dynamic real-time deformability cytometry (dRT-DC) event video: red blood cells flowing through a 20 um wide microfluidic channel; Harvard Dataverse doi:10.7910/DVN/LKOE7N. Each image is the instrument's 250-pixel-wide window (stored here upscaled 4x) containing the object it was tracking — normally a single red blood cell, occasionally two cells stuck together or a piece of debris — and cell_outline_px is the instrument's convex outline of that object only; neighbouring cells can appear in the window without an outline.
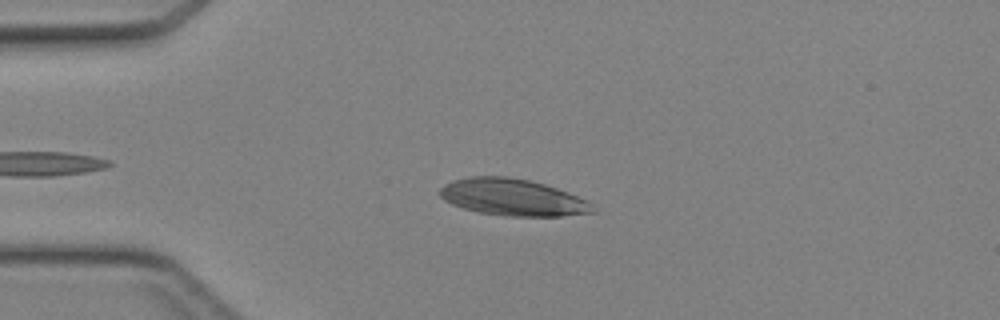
{"species": "Egyptian fruit bat (a non-hibernating species)", "species_latin": "Rousettus aegyptiacus", "temperature_condition": "cold", "stored_images_in_passage": 20, "camera_frame_rate_fps": 3000, "um_per_image_px": 0.085, "animal": {"sex": "female"}, "frame": {"image": 1, "passage_image": 8, "time_ms": 2.333, "image_size_px": [1000, 320], "cell_outline_px": [[596, 212], [560, 216], [504, 216], [480, 212], [464, 208], [452, 204], [444, 200], [436, 192], [444, 184], [452, 180], [468, 176], [508, 176], [528, 180], [544, 184], [568, 192], [592, 204]], "centroid_in_image_um": [43.52, 16.76], "position_along_channel_um": 41.5, "area_um2": 32.77}}
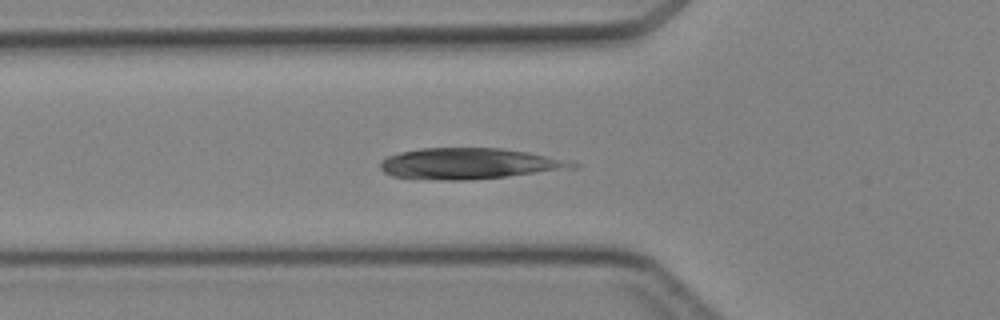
{"frame": {"image": 2, "passage_image": 13, "time_ms": 4.0, "image_size_px": [1000, 320], "cell_outline_px": [[580, 164], [576, 168], [508, 176], [464, 180], [452, 180], [392, 176], [384, 172], [380, 168], [380, 160], [388, 156], [400, 152], [420, 148], [500, 148], [528, 152], [572, 160]], "centroid_in_image_um": [39.93, 13.89], "position_along_channel_um": 85.9, "area_um2": 34.62}}
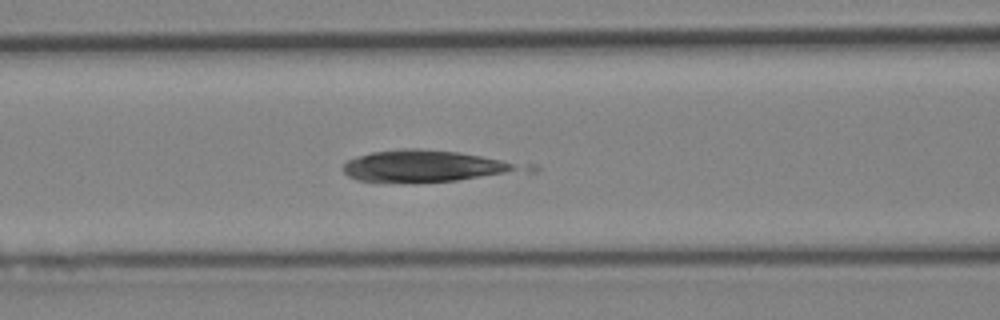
{"frame": {"image": 3, "passage_image": 16, "time_ms": 5.0, "image_size_px": [1000, 320], "cell_outline_px": [[540, 168], [536, 172], [456, 180], [412, 184], [356, 180], [348, 176], [344, 172], [344, 164], [348, 160], [356, 156], [372, 152], [404, 148], [420, 148], [456, 152], [536, 164]], "centroid_in_image_um": [36.5, 14.14], "position_along_channel_um": 130.1, "area_um2": 34.91}}